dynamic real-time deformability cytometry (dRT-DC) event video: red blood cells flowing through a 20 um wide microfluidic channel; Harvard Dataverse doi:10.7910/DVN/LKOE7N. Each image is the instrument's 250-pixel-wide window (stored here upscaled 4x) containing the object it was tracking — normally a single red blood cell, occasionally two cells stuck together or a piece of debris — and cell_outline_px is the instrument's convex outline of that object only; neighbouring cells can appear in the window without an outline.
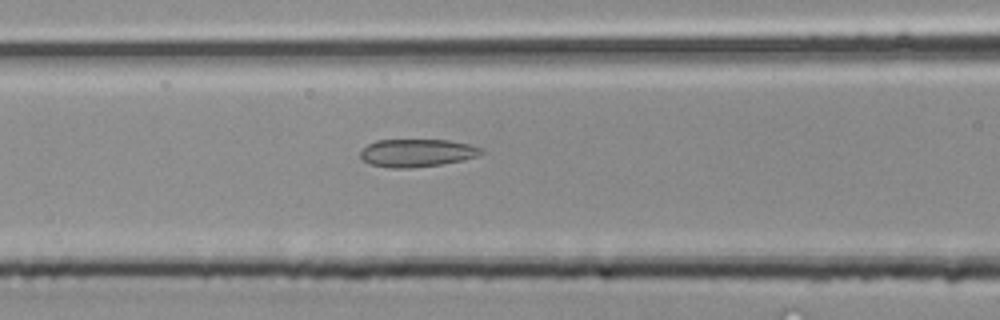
{"species": "common noctule bat (a hibernating species)", "species_latin": "Nyctalus noctula", "temperature_condition": "room temperature", "stored_images_in_passage": 36, "segment_of_instrument_passage": [2, 2], "camera_frame_rate_fps": 3000, "um_per_image_px": 0.085, "animal": {"sex": "male", "body_mass_g": 20.4}, "frame": {"image": 1, "passage_image": 13, "time_ms": 4.0, "image_size_px": [1000, 320], "cell_outline_px": [[484, 152], [476, 156], [464, 160], [440, 164], [412, 168], [392, 168], [372, 164], [364, 160], [360, 156], [360, 152], [368, 144], [376, 140], [448, 140], [468, 144], [484, 148]], "centroid_in_image_um": [35.47, 12.99], "position_along_channel_um": 131.1, "area_um2": 19.48}}
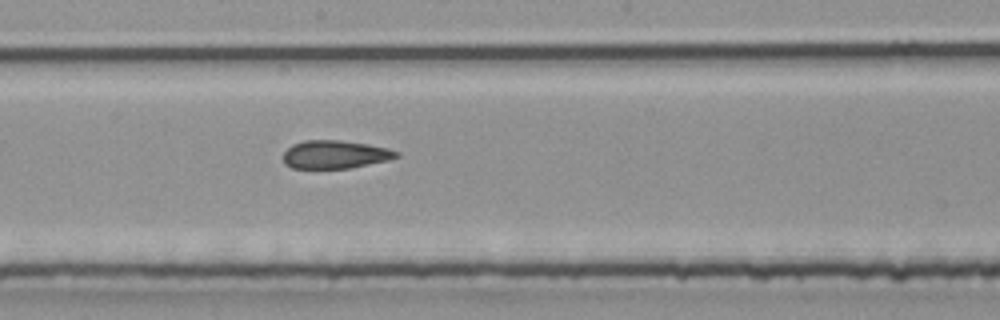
{"frame": {"image": 2, "passage_image": 18, "time_ms": 5.667, "image_size_px": [1000, 320], "cell_outline_px": [[400, 156], [388, 160], [348, 168], [292, 168], [284, 164], [284, 152], [292, 144], [304, 140], [340, 140], [368, 144], [388, 148], [400, 152]], "centroid_in_image_um": [28.48, 13.12], "position_along_channel_um": 219.7, "area_um2": 18.55}}
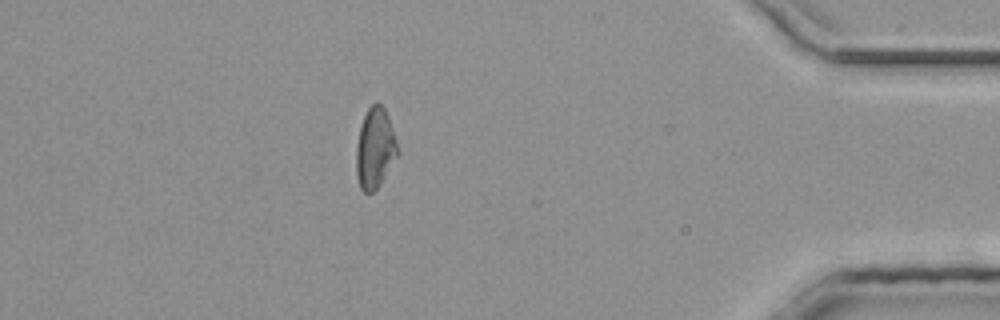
{"frame": {"image": 3, "passage_image": 31, "time_ms": 10.0, "image_size_px": [1000, 320], "cell_outline_px": [[400, 152], [380, 184], [372, 192], [364, 192], [360, 188], [356, 172], [356, 144], [360, 128], [364, 116], [368, 108], [376, 100], [384, 108], [388, 116], [400, 148]], "centroid_in_image_um": [31.89, 12.58], "position_along_channel_um": 403.3, "area_um2": 19.54}}